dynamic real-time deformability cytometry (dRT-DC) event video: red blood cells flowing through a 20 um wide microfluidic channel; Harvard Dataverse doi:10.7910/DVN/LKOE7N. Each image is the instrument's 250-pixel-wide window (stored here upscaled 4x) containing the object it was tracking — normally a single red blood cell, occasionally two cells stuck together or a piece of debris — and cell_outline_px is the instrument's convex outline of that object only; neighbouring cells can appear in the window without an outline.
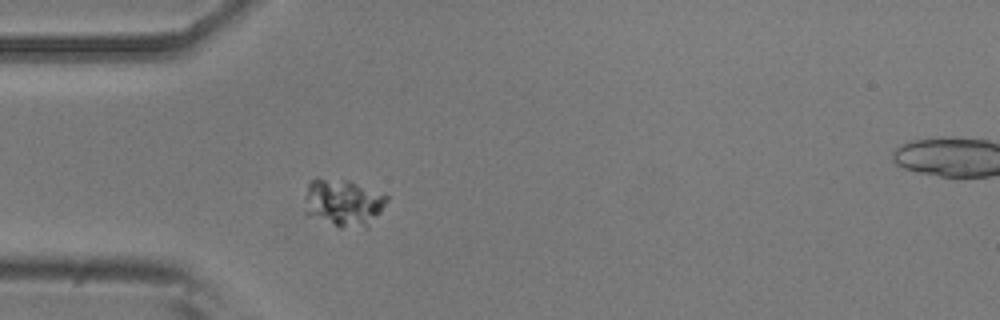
{"species": "common noctule bat (a hibernating species)", "species_latin": "Nyctalus noctula", "temperature_condition": "room temperature", "stored_images_in_passage": 27, "camera_frame_rate_fps": 3000, "um_per_image_px": 0.085, "animal": {"sex": "male", "body_mass_g": 20.5, "forearm_length_mm": 52.5}, "frame": {"image": 1, "passage_image": 1, "time_ms": 0.0, "image_size_px": [1000, 320], "cell_outline_px": [[388, 200], [380, 212], [368, 228], [340, 228], [304, 212], [308, 184], [312, 180], [348, 180], [388, 196]], "centroid_in_image_um": [29.22, 17.28], "position_along_channel_um": 55.8, "area_um2": 22.2}}
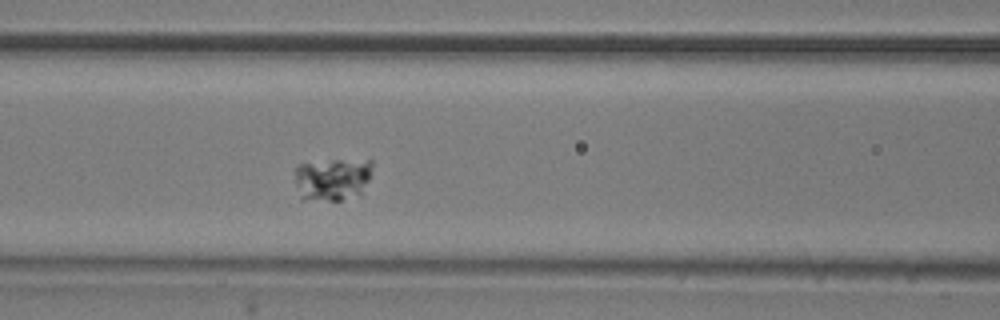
{"frame": {"image": 2, "passage_image": 8, "time_ms": 2.333, "image_size_px": [1000, 320], "cell_outline_px": [[372, 164], [368, 180], [360, 196], [340, 200], [300, 200], [296, 184], [296, 164], [332, 160], [372, 160]], "centroid_in_image_um": [28.24, 15.24], "position_along_channel_um": 138.4, "area_um2": 19.42}}
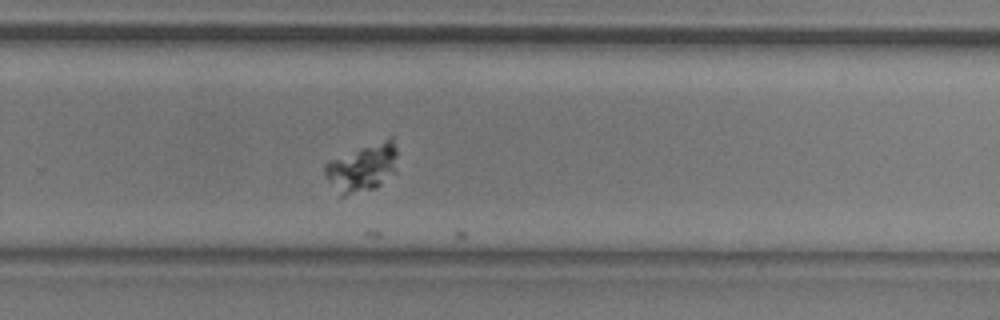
{"frame": {"image": 3, "passage_image": 21, "time_ms": 6.667, "image_size_px": [1000, 320], "cell_outline_px": [[396, 172], [376, 188], [344, 196], [340, 196], [328, 180], [324, 172], [324, 164], [328, 160], [388, 136], [392, 136], [396, 148]], "centroid_in_image_um": [30.82, 14.23], "position_along_channel_um": 299.0, "area_um2": 20.58}}